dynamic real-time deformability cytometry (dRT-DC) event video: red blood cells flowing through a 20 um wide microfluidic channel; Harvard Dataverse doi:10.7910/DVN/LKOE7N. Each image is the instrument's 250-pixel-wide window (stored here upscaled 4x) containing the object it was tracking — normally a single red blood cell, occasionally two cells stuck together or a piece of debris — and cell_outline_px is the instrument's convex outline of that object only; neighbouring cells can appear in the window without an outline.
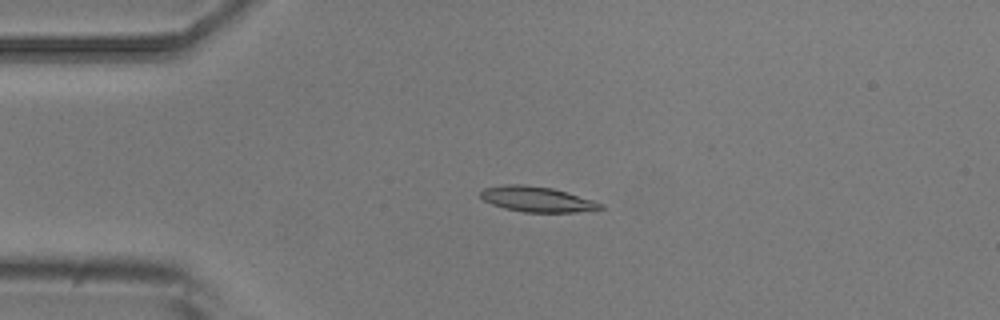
{"species": "common noctule bat (a hibernating species)", "species_latin": "Nyctalus noctula", "temperature_condition": "room temperature", "stored_images_in_passage": 4, "camera_frame_rate_fps": 3000, "um_per_image_px": 0.085, "animal": {"sex": "male", "body_mass_g": 20.5, "forearm_length_mm": 52.5}, "frame": {"image": 1, "passage_image": 3, "time_ms": 2.333, "image_size_px": [1000, 320], "cell_outline_px": [[604, 208], [576, 212], [524, 212], [504, 208], [492, 204], [484, 200], [480, 196], [480, 192], [484, 188], [508, 184], [524, 184], [552, 188], [568, 192], [604, 204]], "centroid_in_image_um": [45.64, 16.93], "position_along_channel_um": 39.4, "area_um2": 17.63}}